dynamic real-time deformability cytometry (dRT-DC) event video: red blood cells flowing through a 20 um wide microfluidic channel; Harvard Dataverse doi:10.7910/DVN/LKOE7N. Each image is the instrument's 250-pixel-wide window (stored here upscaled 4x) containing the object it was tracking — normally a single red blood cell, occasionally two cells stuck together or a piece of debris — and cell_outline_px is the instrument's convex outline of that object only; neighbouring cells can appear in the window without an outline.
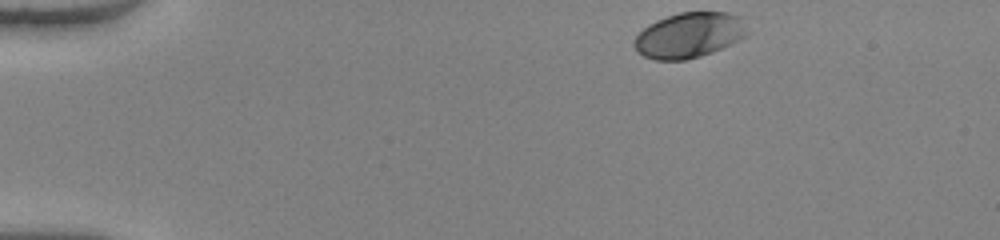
{"species": "human", "species_latin": "Homo sapiens", "temperature_condition": "warm", "stored_images_in_passage": 44, "camera_frame_rate_fps": 3000, "um_per_image_px": 0.085, "donor": {"sex": "female"}, "frame": {"image": 1, "passage_image": 1, "time_ms": 0.0, "image_size_px": [1000, 240], "cell_outline_px": [[748, 36], [740, 40], [712, 52], [700, 56], [684, 60], [656, 60], [644, 56], [636, 52], [632, 44], [636, 36], [648, 24], [656, 20], [680, 12], [728, 12], [744, 16]], "centroid_in_image_um": [58.61, 2.98], "position_along_channel_um": 26.4, "area_um2": 30.23}}
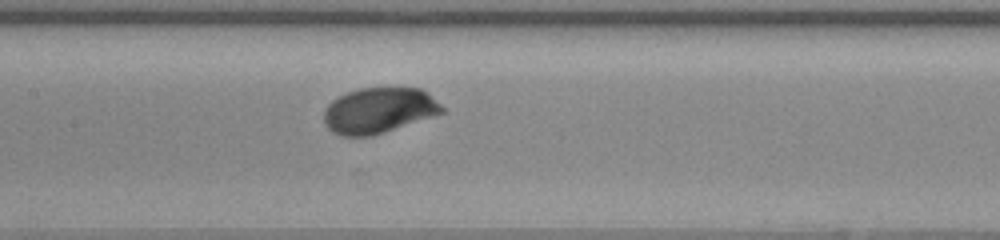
{"frame": {"image": 2, "passage_image": 19, "time_ms": 6.0, "image_size_px": [1000, 240], "cell_outline_px": [[444, 112], [384, 132], [368, 136], [340, 136], [332, 132], [324, 124], [324, 108], [332, 100], [348, 92], [360, 88], [420, 88], [428, 92], [444, 108]], "centroid_in_image_um": [32.17, 9.38], "position_along_channel_um": 175.2, "area_um2": 31.21}}
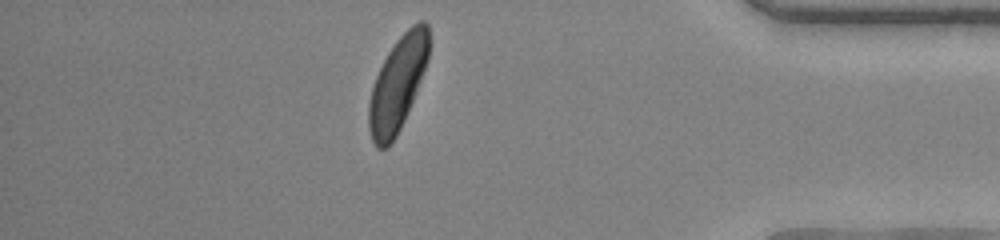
{"frame": {"image": 3, "passage_image": 38, "time_ms": 12.333, "image_size_px": [1000, 240], "cell_outline_px": [[428, 60], [404, 120], [396, 136], [388, 148], [376, 148], [372, 140], [368, 128], [368, 104], [372, 88], [376, 76], [388, 52], [396, 40], [412, 24], [420, 20], [424, 20], [428, 24]], "centroid_in_image_um": [33.78, 7.14], "position_along_channel_um": 401.4, "area_um2": 32.54}, "authors_computed_cell_mechanics": {"area_um2": 31.0964, "velocity_mm_per_s": 4.0541, "shape_relaxation_time_tau1_ms": 1.5886, "shape_relaxation_time_tau2_ms": null, "deformation_change_tau1": 0.1312, "deformation_change_tau2": null}}